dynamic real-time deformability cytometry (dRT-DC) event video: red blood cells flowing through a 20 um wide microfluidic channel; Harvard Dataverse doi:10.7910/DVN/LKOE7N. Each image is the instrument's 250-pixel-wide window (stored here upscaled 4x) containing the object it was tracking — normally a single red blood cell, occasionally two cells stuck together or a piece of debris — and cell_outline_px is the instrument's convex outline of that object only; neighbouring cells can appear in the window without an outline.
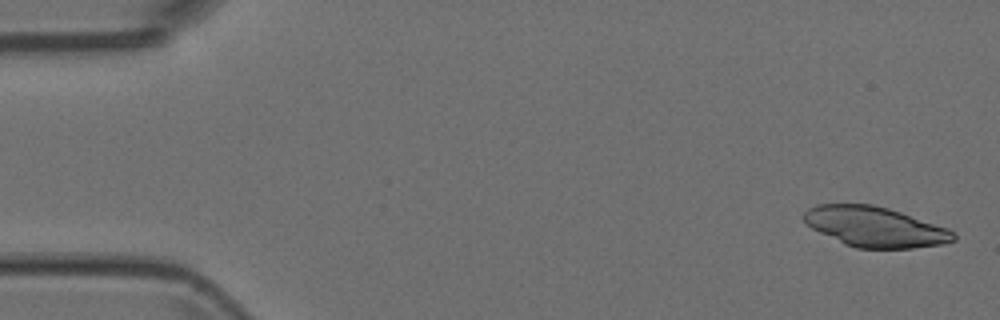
{"species": "Egyptian fruit bat (a non-hibernating species)", "species_latin": "Rousettus aegyptiacus", "temperature_condition": "room temperature", "stored_images_in_passage": 5, "camera_frame_rate_fps": 3000, "um_per_image_px": 0.085, "animal": {"sex": "female"}, "frame": {"image": 1, "passage_image": 1, "time_ms": 0.0, "image_size_px": [1000, 320], "cell_outline_px": [[956, 240], [940, 244], [912, 248], [856, 248], [844, 244], [812, 228], [804, 220], [804, 212], [808, 208], [816, 204], [872, 204], [888, 208], [948, 228], [956, 232]], "centroid_in_image_um": [74.38, 19.28], "position_along_channel_um": 10.6, "area_um2": 34.8}}